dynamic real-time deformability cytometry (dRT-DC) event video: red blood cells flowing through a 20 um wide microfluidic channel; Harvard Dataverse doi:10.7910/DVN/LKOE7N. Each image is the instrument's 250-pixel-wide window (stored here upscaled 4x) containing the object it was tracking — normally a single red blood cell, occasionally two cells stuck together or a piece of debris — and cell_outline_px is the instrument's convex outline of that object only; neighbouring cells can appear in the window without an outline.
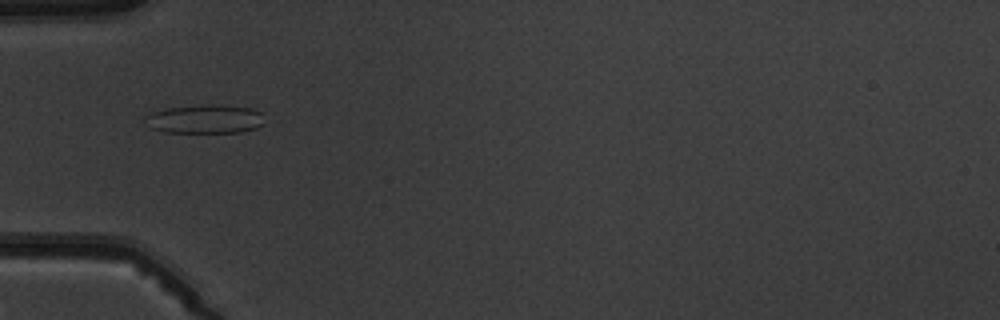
{"species": "common noctule bat (a hibernating species)", "species_latin": "Nyctalus noctula", "temperature_condition": "warm", "stored_images_in_passage": 6, "camera_frame_rate_fps": 3000, "um_per_image_px": 0.085, "animal": {"sex": "male", "body_mass_g": 19.5, "forearm_length_mm": 54.6}, "frame": {"image": 1, "passage_image": 4, "time_ms": 3.333, "image_size_px": [1000, 320], "cell_outline_px": [[264, 124], [256, 128], [240, 132], [164, 132], [152, 128], [144, 116], [152, 112], [168, 108], [208, 104], [220, 104], [252, 108], [260, 112]], "centroid_in_image_um": [17.46, 10.11], "position_along_channel_um": 67.5, "area_um2": 19.88}}
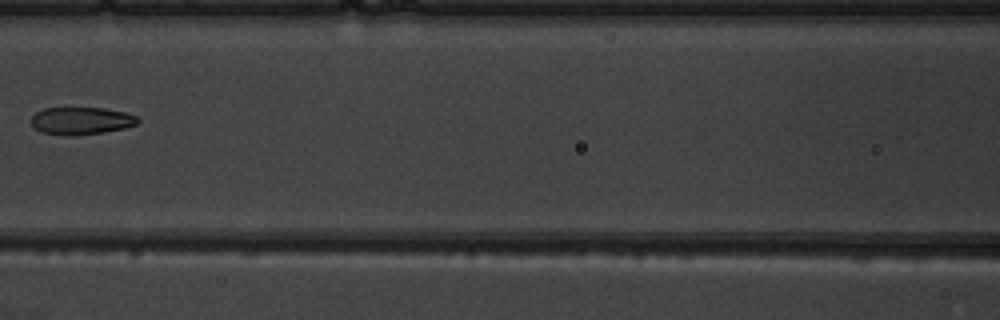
{"frame": {"image": 2, "passage_image": 6, "time_ms": 5.667, "image_size_px": [1000, 320], "cell_outline_px": [[140, 120], [136, 124], [124, 128], [104, 132], [40, 132], [32, 124], [32, 116], [36, 112], [44, 108], [104, 108], [128, 112], [136, 116]], "centroid_in_image_um": [6.97, 10.2], "position_along_channel_um": 159.6, "area_um2": 16.13}}